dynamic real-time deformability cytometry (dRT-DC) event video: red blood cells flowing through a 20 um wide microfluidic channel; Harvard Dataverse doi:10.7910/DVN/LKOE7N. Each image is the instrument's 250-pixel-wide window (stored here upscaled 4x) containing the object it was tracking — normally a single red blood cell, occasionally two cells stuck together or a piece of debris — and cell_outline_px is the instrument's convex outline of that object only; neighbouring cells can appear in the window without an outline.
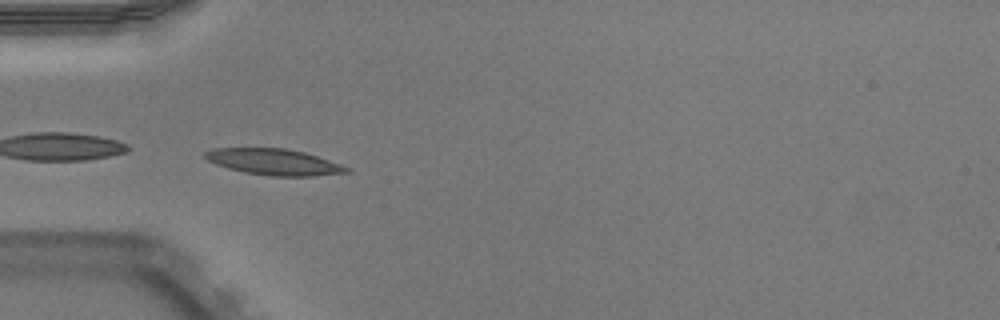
{"species": "Egyptian fruit bat (a non-hibernating species)", "species_latin": "Rousettus aegyptiacus", "temperature_condition": "warm", "stored_images_in_passage": 51, "camera_frame_rate_fps": 3000, "um_per_image_px": 0.085, "animal": {"sex": "male"}, "frame": {"image": 1, "passage_image": 16, "time_ms": 5.0, "image_size_px": [1000, 320], "cell_outline_px": [[352, 172], [312, 176], [268, 176], [244, 172], [228, 168], [216, 164], [208, 160], [204, 156], [204, 152], [212, 148], [284, 148], [304, 152], [352, 168]], "centroid_in_image_um": [23.3, 13.77], "position_along_channel_um": 61.7, "area_um2": 21.56}}
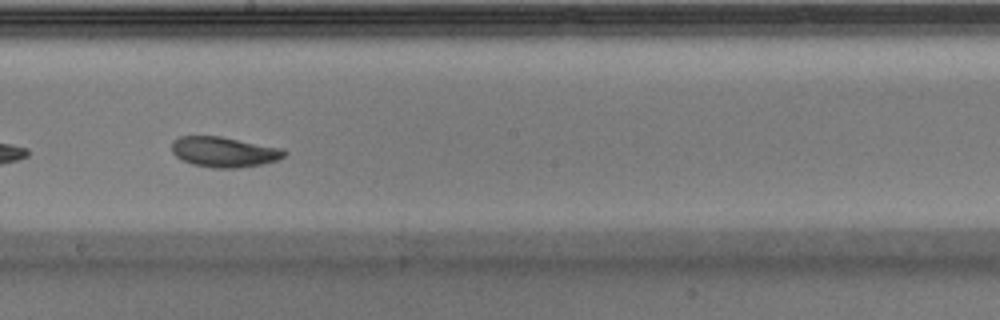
{"frame": {"image": 2, "passage_image": 29, "time_ms": 9.333, "image_size_px": [1000, 320], "cell_outline_px": [[288, 152], [284, 156], [276, 160], [264, 164], [240, 168], [212, 168], [192, 164], [176, 156], [172, 152], [172, 140], [180, 136], [220, 136], [284, 148]], "centroid_in_image_um": [19.07, 12.91], "position_along_channel_um": 229.1, "area_um2": 20.06}}
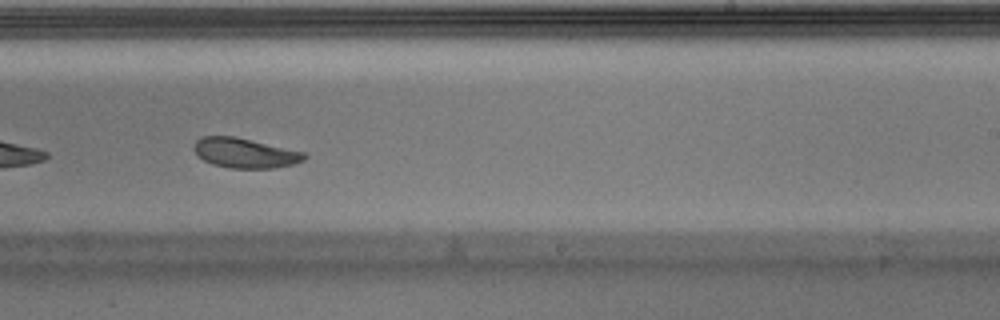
{"frame": {"image": 3, "passage_image": 32, "time_ms": 10.333, "image_size_px": [1000, 320], "cell_outline_px": [[308, 156], [304, 160], [292, 164], [272, 168], [228, 168], [212, 164], [204, 160], [192, 148], [196, 140], [204, 136], [236, 136], [304, 152]], "centroid_in_image_um": [20.81, 13.0], "position_along_channel_um": 268.2, "area_um2": 19.13}, "authors_computed_cell_mechanics": {"area_um2": 22.0218, "velocity_mm_per_s": 3.9121, "shape_relaxation_time_tau1_ms": 3.0939, "shape_relaxation_time_tau2_ms": null, "deformation_change_tau1": 0.1017, "deformation_change_tau2": null}}